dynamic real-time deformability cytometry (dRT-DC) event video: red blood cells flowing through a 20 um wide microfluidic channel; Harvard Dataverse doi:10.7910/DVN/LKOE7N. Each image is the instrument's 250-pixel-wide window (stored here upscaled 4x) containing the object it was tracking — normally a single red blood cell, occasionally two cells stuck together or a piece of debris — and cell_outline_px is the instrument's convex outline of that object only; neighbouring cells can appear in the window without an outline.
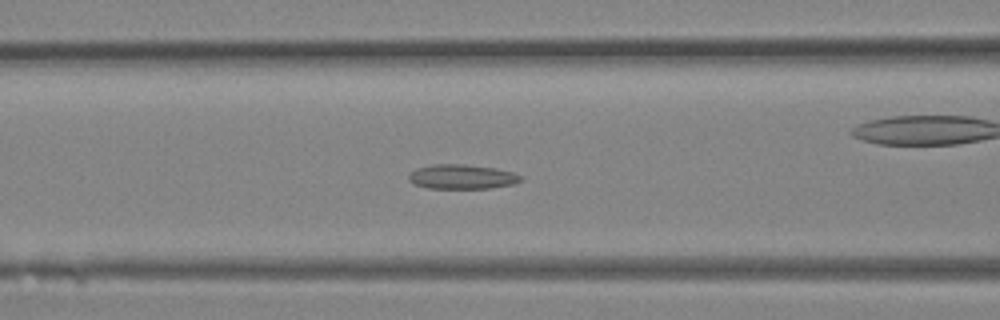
{"species": "Egyptian fruit bat (a non-hibernating species)", "species_latin": "Rousettus aegyptiacus", "temperature_condition": "room temperature", "stored_images_in_passage": 26, "camera_frame_rate_fps": 3000, "um_per_image_px": 0.085, "animal": {"sex": "female"}, "frame": {"image": 1, "passage_image": 6, "time_ms": 1.667, "image_size_px": [1000, 320], "cell_outline_px": [[524, 180], [516, 184], [492, 188], [428, 188], [416, 184], [408, 180], [408, 176], [416, 168], [432, 164], [464, 164], [496, 168], [512, 172], [524, 176]], "centroid_in_image_um": [39.34, 15.02], "position_along_channel_um": 127.3, "area_um2": 16.18}}
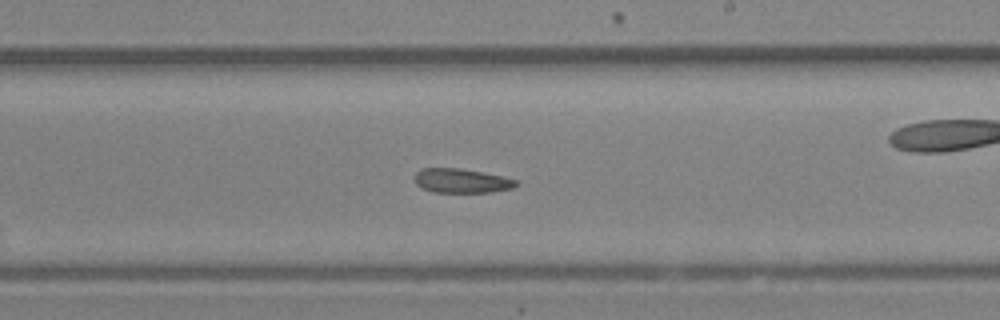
{"frame": {"image": 2, "passage_image": 12, "time_ms": 3.667, "image_size_px": [1000, 320], "cell_outline_px": [[520, 184], [512, 188], [492, 192], [432, 192], [416, 184], [416, 172], [420, 168], [460, 168], [484, 172], [504, 176], [516, 180]], "centroid_in_image_um": [39.27, 15.36], "position_along_channel_um": 249.7, "area_um2": 14.39}}
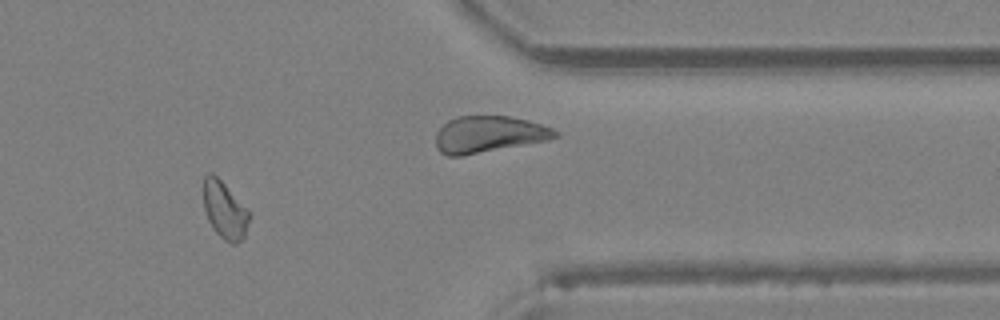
{"frame": {"image": 3, "passage_image": 20, "time_ms": 6.333, "image_size_px": [1000, 320], "cell_outline_px": [[248, 220], [244, 236], [236, 244], [232, 244], [224, 240], [212, 228], [208, 220], [204, 208], [204, 176], [208, 172], [212, 172], [248, 208]], "centroid_in_image_um": [19.07, 17.85], "position_along_channel_um": 392.3, "area_um2": 15.03}}